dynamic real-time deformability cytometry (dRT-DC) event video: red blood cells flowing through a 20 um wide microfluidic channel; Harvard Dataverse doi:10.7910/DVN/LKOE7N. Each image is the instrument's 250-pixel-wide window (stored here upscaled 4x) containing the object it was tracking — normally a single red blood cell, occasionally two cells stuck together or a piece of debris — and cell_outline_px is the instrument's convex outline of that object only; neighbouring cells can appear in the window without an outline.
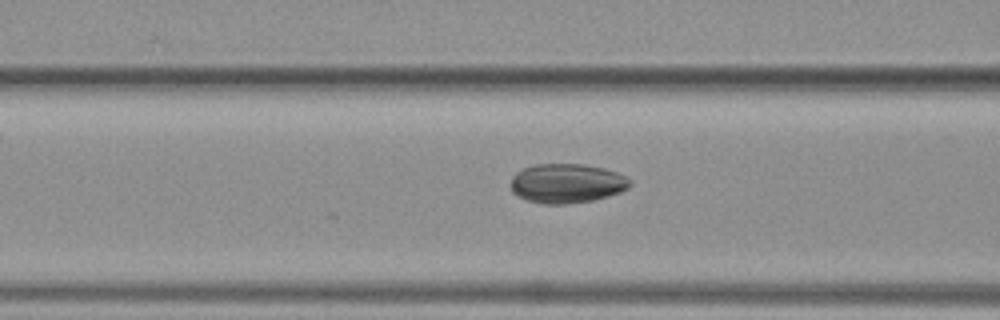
{"species": "common noctule bat (a hibernating species)", "species_latin": "Nyctalus noctula", "temperature_condition": "warm", "stored_images_in_passage": 12, "camera_frame_rate_fps": 3000, "um_per_image_px": 0.085, "animal": {"sex": "female", "body_mass_g": 19.3, "forearm_length_mm": 54.1}, "frame": {"image": 1, "passage_image": 12, "time_ms": 3.667, "image_size_px": [1000, 320], "cell_outline_px": [[632, 184], [628, 188], [620, 192], [608, 196], [592, 200], [568, 204], [544, 204], [524, 200], [516, 196], [512, 192], [512, 176], [516, 172], [524, 168], [536, 164], [584, 164], [604, 168], [616, 172], [632, 180]], "centroid_in_image_um": [48.17, 15.59], "position_along_channel_um": 118.4, "area_um2": 27.51}}